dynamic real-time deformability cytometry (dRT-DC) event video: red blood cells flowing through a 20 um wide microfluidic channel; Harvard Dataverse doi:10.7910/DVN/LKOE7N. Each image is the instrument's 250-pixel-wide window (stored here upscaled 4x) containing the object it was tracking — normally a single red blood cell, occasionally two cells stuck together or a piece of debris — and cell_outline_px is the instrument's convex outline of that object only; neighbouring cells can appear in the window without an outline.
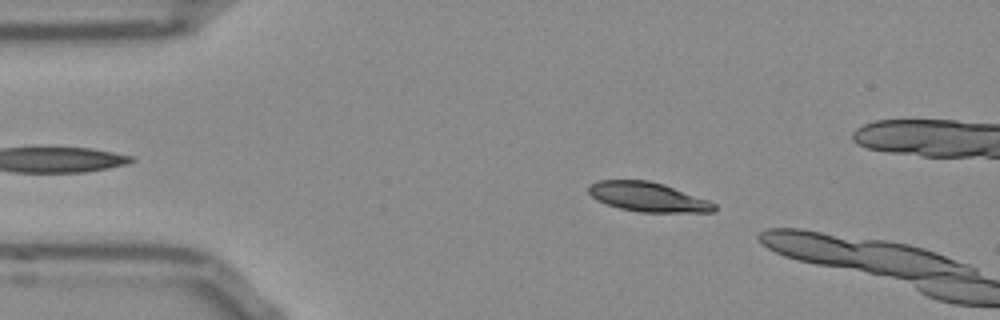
{"species": "Egyptian fruit bat (a non-hibernating species)", "species_latin": "Rousettus aegyptiacus", "temperature_condition": "room temperature", "stored_images_in_passage": 40, "camera_frame_rate_fps": 3000, "um_per_image_px": 0.085, "frame": {"image": 1, "passage_image": 8, "time_ms": 2.333, "image_size_px": [1000, 320], "cell_outline_px": [[716, 212], [640, 212], [620, 208], [596, 200], [588, 192], [588, 184], [596, 180], [648, 180], [664, 184], [708, 200], [716, 204]], "centroid_in_image_um": [55.06, 16.73], "position_along_channel_um": 29.9, "area_um2": 21.56}}
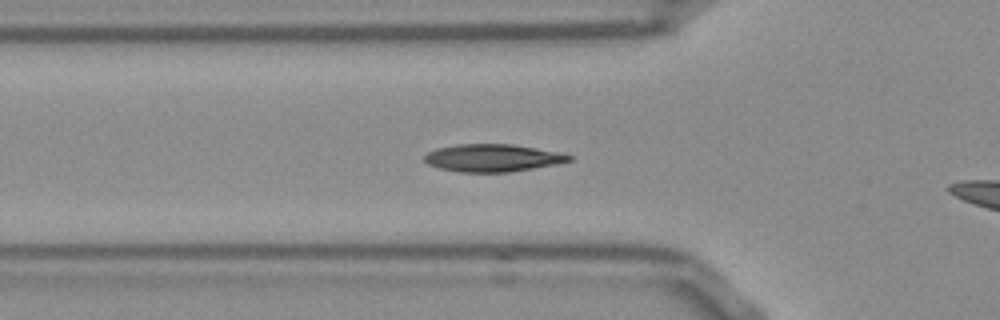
{"frame": {"image": 2, "passage_image": 16, "time_ms": 5.0, "image_size_px": [1000, 320], "cell_outline_px": [[572, 160], [556, 164], [508, 172], [460, 172], [440, 168], [428, 164], [424, 160], [424, 156], [428, 152], [440, 148], [460, 144], [512, 144], [536, 148], [572, 156]], "centroid_in_image_um": [41.85, 13.42], "position_along_channel_um": 84.0, "area_um2": 22.77}}
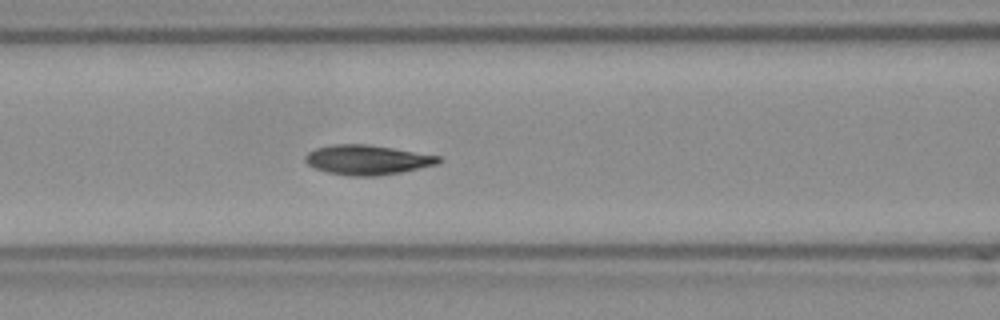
{"frame": {"image": 3, "passage_image": 20, "time_ms": 6.333, "image_size_px": [1000, 320], "cell_outline_px": [[444, 160], [436, 164], [400, 172], [376, 176], [348, 176], [328, 172], [312, 168], [304, 160], [304, 156], [308, 152], [316, 148], [336, 144], [368, 144], [440, 156]], "centroid_in_image_um": [31.18, 13.59], "position_along_channel_um": 135.4, "area_um2": 23.0}, "authors_computed_cell_mechanics": {"area_um2": 22.3975, "velocity_mm_per_s": 3.7889, "shape_relaxation_time_tau1_ms": 6.7978, "shape_relaxation_time_tau2_ms": 3.1175, "deformation_change_tau1": 0.1838, "deformation_change_tau2": 0.0623}}